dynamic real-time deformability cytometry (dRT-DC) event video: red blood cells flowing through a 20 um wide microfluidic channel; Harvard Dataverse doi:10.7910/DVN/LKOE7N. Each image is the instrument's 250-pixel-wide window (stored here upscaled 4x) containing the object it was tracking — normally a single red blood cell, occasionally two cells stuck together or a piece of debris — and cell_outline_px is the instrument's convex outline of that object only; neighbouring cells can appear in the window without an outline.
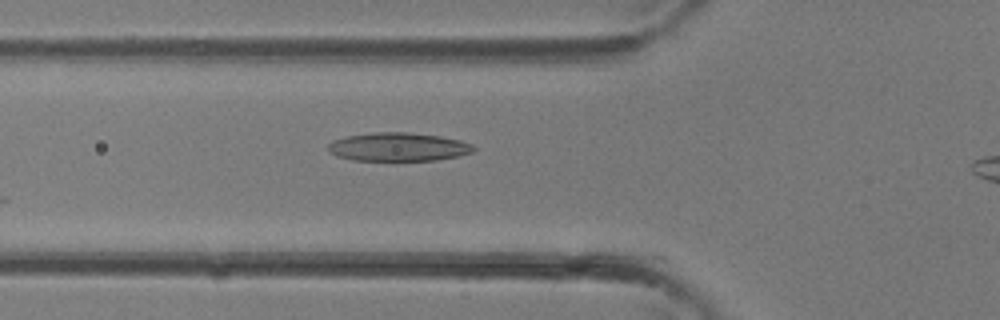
{"species": "common noctule bat (a hibernating species)", "species_latin": "Nyctalus noctula", "temperature_condition": "room temperature", "stored_images_in_passage": 14, "camera_frame_rate_fps": 3000, "um_per_image_px": 0.085, "animal": {"sex": "female"}, "frame": {"image": 1, "passage_image": 6, "time_ms": 1.667, "image_size_px": [1000, 320], "cell_outline_px": [[476, 148], [472, 152], [460, 156], [436, 160], [352, 160], [336, 156], [328, 152], [328, 144], [332, 140], [348, 136], [372, 132], [408, 132], [440, 136], [460, 140], [472, 144]], "centroid_in_image_um": [33.84, 12.48], "position_along_channel_um": 92.0, "area_um2": 24.28}}
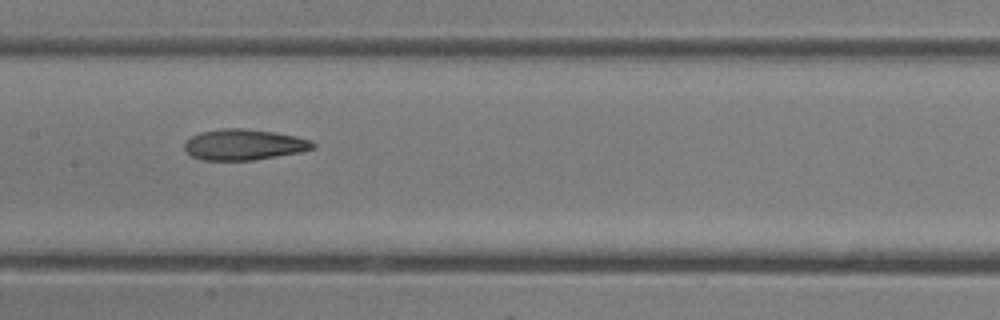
{"frame": {"image": 2, "passage_image": 11, "time_ms": 3.333, "image_size_px": [1000, 320], "cell_outline_px": [[316, 148], [300, 152], [252, 160], [200, 160], [192, 156], [184, 148], [184, 144], [192, 136], [200, 132], [220, 128], [244, 128], [276, 132], [296, 136], [312, 140], [316, 144]], "centroid_in_image_um": [20.76, 12.28], "position_along_channel_um": 186.6, "area_um2": 23.18}}
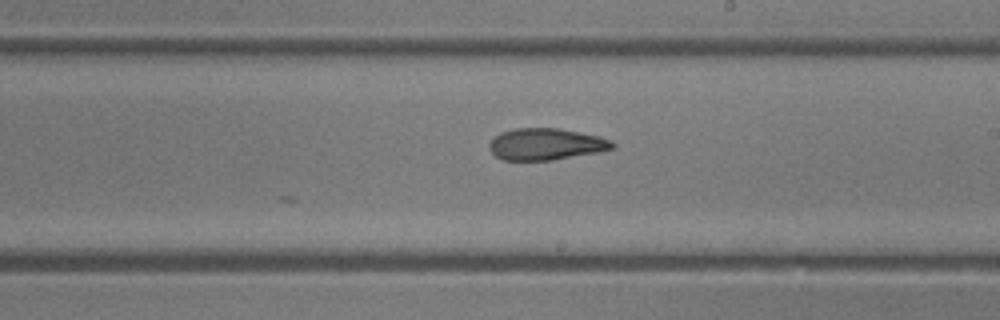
{"frame": {"image": 3, "passage_image": 14, "time_ms": 4.333, "image_size_px": [1000, 320], "cell_outline_px": [[616, 148], [600, 152], [552, 160], [504, 160], [496, 156], [488, 148], [488, 144], [500, 132], [516, 128], [560, 128], [600, 136], [612, 140], [616, 144]], "centroid_in_image_um": [46.45, 12.25], "position_along_channel_um": 242.5, "area_um2": 22.95}}